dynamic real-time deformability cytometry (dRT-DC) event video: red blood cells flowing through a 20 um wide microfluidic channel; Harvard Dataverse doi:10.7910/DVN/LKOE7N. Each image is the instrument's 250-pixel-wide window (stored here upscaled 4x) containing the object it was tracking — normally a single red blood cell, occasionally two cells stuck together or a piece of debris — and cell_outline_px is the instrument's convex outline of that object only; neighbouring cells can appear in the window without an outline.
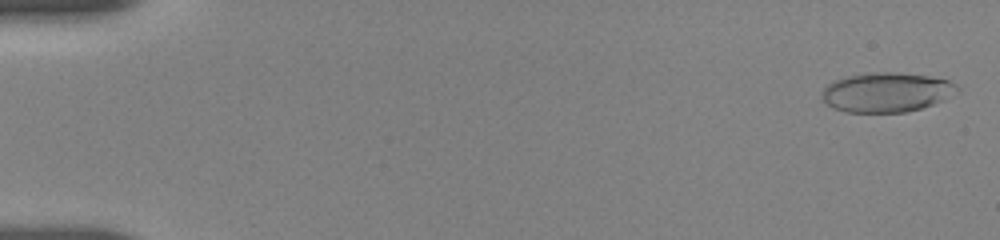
{"species": "human", "species_latin": "Homo sapiens", "temperature_condition": "room temperature", "stored_images_in_passage": 28, "camera_frame_rate_fps": 3000, "um_per_image_px": 0.085, "donor": {"sex": "female"}, "frame": {"image": 1, "passage_image": 3, "time_ms": 0.333, "image_size_px": [1000, 240], "cell_outline_px": [[960, 92], [944, 100], [920, 108], [904, 112], [844, 112], [832, 108], [824, 100], [824, 88], [828, 84], [836, 80], [848, 76], [868, 72], [900, 72], [928, 76], [948, 80], [956, 84], [960, 88]], "centroid_in_image_um": [75.41, 7.84], "position_along_channel_um": 9.6, "area_um2": 31.15}}
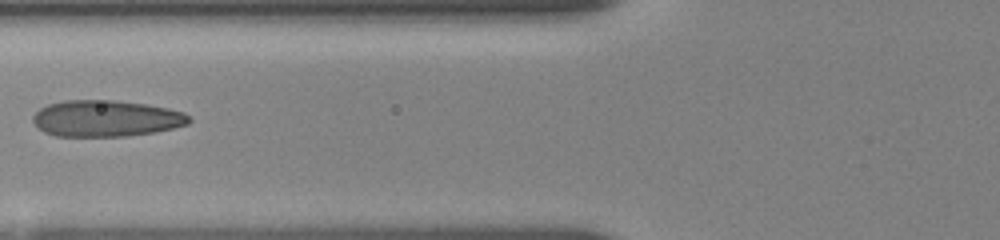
{"frame": {"image": 2, "passage_image": 23, "time_ms": 7.333, "image_size_px": [1000, 240], "cell_outline_px": [[192, 120], [188, 124], [156, 132], [128, 136], [56, 136], [44, 132], [32, 120], [32, 116], [40, 108], [48, 104], [64, 100], [112, 100], [144, 104], [168, 108], [184, 112]], "centroid_in_image_um": [9.01, 10.07], "position_along_channel_um": 116.8, "area_um2": 33.06}}
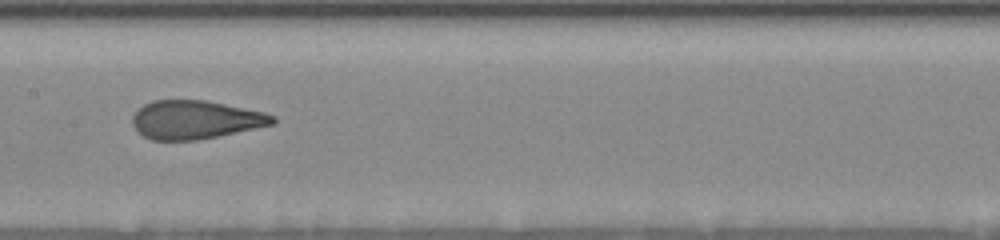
{"frame": {"image": 3, "passage_image": 27, "time_ms": 9.333, "image_size_px": [1000, 240], "cell_outline_px": [[276, 120], [272, 124], [216, 136], [196, 140], [152, 140], [136, 132], [132, 124], [132, 116], [144, 104], [152, 100], [204, 100], [264, 112], [276, 116]], "centroid_in_image_um": [16.55, 10.17], "position_along_channel_um": 190.8, "area_um2": 31.15}}